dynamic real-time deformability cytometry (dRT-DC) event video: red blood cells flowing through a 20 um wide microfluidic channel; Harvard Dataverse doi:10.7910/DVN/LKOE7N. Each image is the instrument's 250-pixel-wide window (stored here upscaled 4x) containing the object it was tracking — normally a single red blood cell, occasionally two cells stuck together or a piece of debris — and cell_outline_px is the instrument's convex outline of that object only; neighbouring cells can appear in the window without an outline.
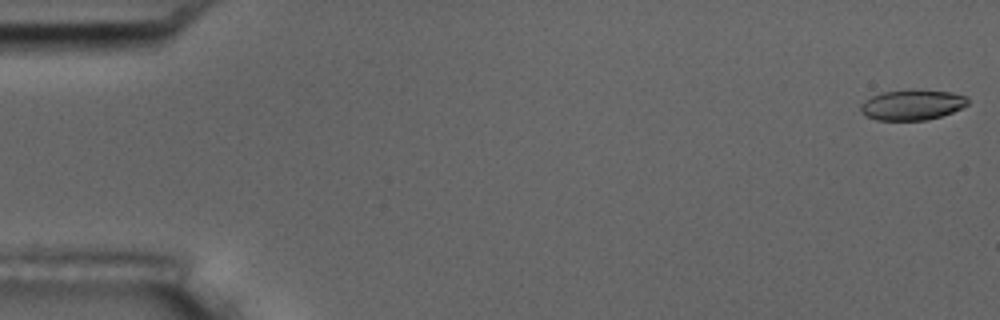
{"species": "common noctule bat (a hibernating species)", "species_latin": "Nyctalus noctula", "temperature_condition": "room temperature", "stored_images_in_passage": 7, "camera_frame_rate_fps": 3000, "um_per_image_px": 0.085, "animal": {"sex": "male", "body_mass_g": 17.5, "forearm_length_mm": 52.3}, "frame": {"image": 1, "passage_image": 1, "time_ms": 0.0, "image_size_px": [1000, 320], "cell_outline_px": [[968, 104], [952, 112], [928, 120], [876, 120], [864, 116], [860, 112], [860, 104], [864, 100], [880, 92], [952, 92], [968, 96]], "centroid_in_image_um": [77.49, 8.95], "position_along_channel_um": 7.5, "area_um2": 18.44}}
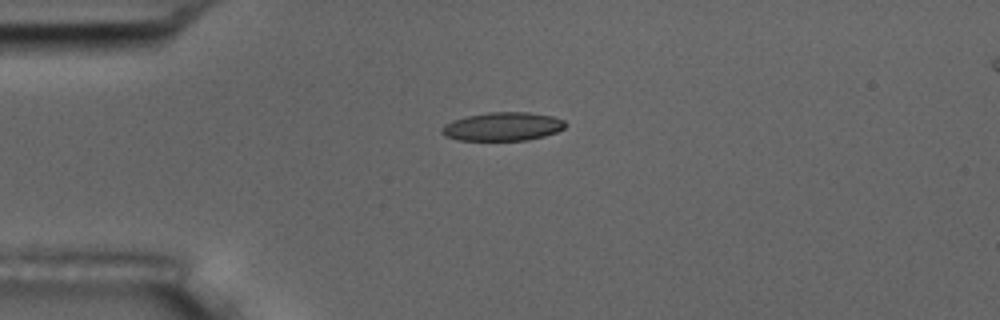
{"frame": {"image": 2, "passage_image": 5, "time_ms": 4.333, "image_size_px": [1000, 320], "cell_outline_px": [[568, 124], [564, 128], [556, 132], [544, 136], [528, 140], [460, 140], [444, 136], [440, 132], [440, 128], [444, 124], [452, 120], [468, 116], [488, 112], [528, 112], [552, 116], [564, 120]], "centroid_in_image_um": [42.72, 10.75], "position_along_channel_um": 42.3, "area_um2": 20.63}}